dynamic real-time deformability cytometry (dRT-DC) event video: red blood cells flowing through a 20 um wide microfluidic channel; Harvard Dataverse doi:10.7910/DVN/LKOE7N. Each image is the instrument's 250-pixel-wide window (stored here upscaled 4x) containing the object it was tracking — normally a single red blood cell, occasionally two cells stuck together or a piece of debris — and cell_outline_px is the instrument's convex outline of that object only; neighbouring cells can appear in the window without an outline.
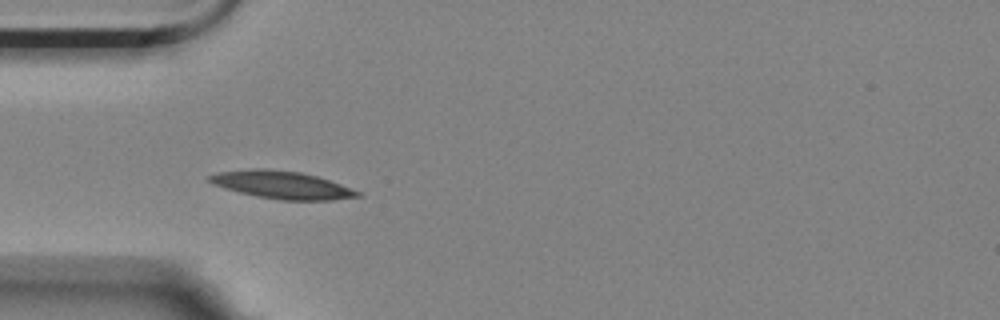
{"species": "Egyptian fruit bat (a non-hibernating species)", "species_latin": "Rousettus aegyptiacus", "temperature_condition": "room temperature", "stored_images_in_passage": 7, "camera_frame_rate_fps": 3000, "um_per_image_px": 0.085, "animal": {"sex": "female"}, "frame": {"image": 1, "passage_image": 4, "time_ms": 1.0, "image_size_px": [1000, 320], "cell_outline_px": [[360, 196], [332, 200], [280, 200], [256, 196], [224, 188], [208, 180], [208, 176], [220, 172], [252, 168], [268, 168], [300, 172], [316, 176], [340, 184], [360, 192]], "centroid_in_image_um": [23.95, 15.71], "position_along_channel_um": 61.0, "area_um2": 23.58}}
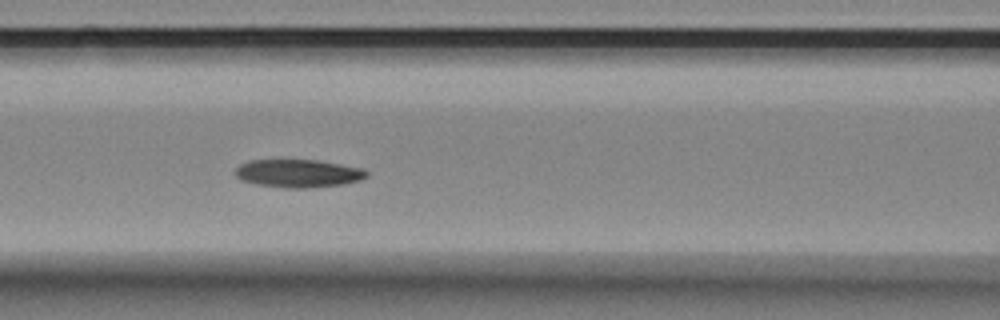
{"frame": {"image": 2, "passage_image": 6, "time_ms": 1.667, "image_size_px": [1000, 320], "cell_outline_px": [[368, 176], [360, 180], [340, 184], [308, 188], [284, 188], [256, 184], [240, 180], [236, 176], [236, 168], [240, 164], [248, 160], [316, 160], [364, 168], [368, 172]], "centroid_in_image_um": [25.34, 14.73], "position_along_channel_um": 141.3, "area_um2": 21.44}}
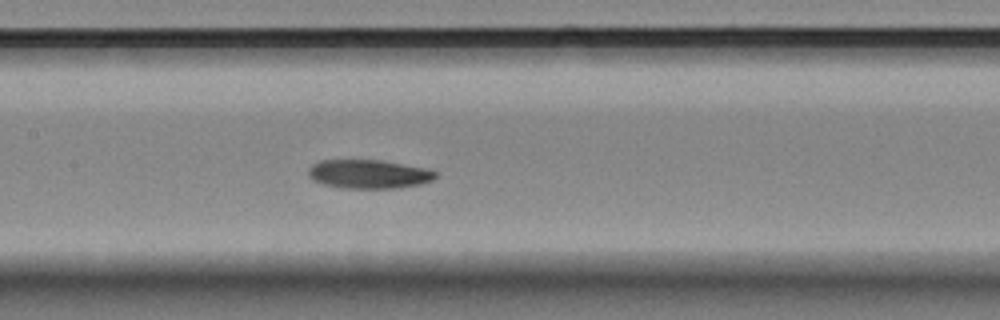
{"frame": {"image": 3, "passage_image": 7, "time_ms": 2.0, "image_size_px": [1000, 320], "cell_outline_px": [[436, 176], [432, 180], [420, 184], [396, 188], [340, 188], [324, 184], [312, 180], [308, 176], [308, 168], [312, 164], [320, 160], [380, 160], [424, 168], [436, 172]], "centroid_in_image_um": [31.28, 14.8], "position_along_channel_um": 176.1, "area_um2": 21.27}}